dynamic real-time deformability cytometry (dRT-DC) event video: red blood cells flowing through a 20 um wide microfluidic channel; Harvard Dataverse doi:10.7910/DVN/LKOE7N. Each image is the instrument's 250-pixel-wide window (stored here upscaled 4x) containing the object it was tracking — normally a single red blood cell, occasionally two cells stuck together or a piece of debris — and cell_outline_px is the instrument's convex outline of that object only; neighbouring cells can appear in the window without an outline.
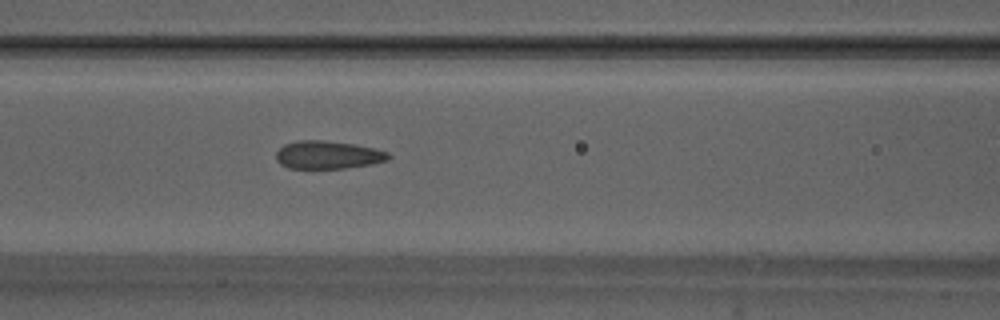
{"species": "Egyptian fruit bat (a non-hibernating species)", "species_latin": "Rousettus aegyptiacus", "temperature_condition": "warm", "stored_images_in_passage": 47, "camera_frame_rate_fps": 3000, "um_per_image_px": 0.085, "animal": {"sex": "male"}, "frame": {"image": 1, "passage_image": 17, "time_ms": 5.333, "image_size_px": [1000, 320], "cell_outline_px": [[392, 156], [388, 160], [372, 164], [344, 168], [288, 168], [280, 164], [276, 160], [276, 152], [284, 144], [296, 140], [320, 140], [352, 144], [372, 148], [388, 152]], "centroid_in_image_um": [27.85, 13.17], "position_along_channel_um": 138.8, "area_um2": 18.26}}
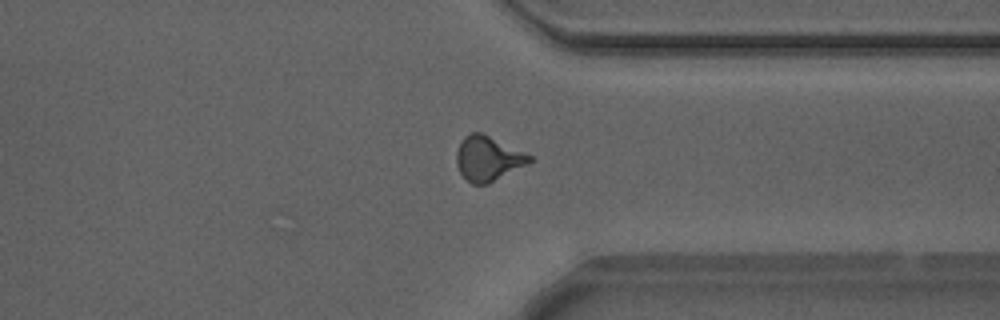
{"frame": {"image": 2, "passage_image": 35, "time_ms": 11.333, "image_size_px": [1000, 320], "cell_outline_px": [[536, 160], [488, 184], [472, 184], [460, 172], [456, 164], [456, 152], [460, 140], [464, 136], [472, 132], [480, 132], [532, 156]], "centroid_in_image_um": [41.47, 13.48], "position_along_channel_um": 369.9, "area_um2": 18.96}}
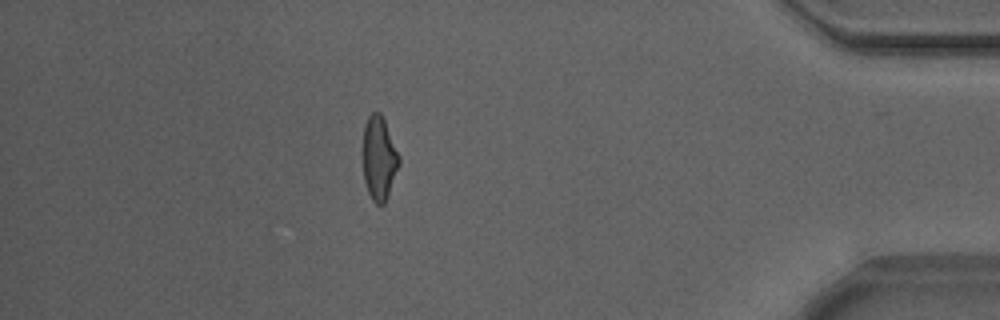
{"frame": {"image": 3, "passage_image": 41, "time_ms": 13.333, "image_size_px": [1000, 320], "cell_outline_px": [[400, 164], [384, 204], [376, 204], [372, 200], [368, 192], [364, 180], [364, 124], [368, 116], [372, 112], [380, 112], [384, 120], [400, 156]], "centroid_in_image_um": [32.23, 13.45], "position_along_channel_um": 403.0, "area_um2": 17.4}, "authors_computed_cell_mechanics": {"area_um2": 18.2648, "velocity_mm_per_s": 3.8841, "shape_relaxation_time_tau1_ms": null, "shape_relaxation_time_tau2_ms": 1.2532, "deformation_change_tau1": null, "deformation_change_tau2": 0.0747}}